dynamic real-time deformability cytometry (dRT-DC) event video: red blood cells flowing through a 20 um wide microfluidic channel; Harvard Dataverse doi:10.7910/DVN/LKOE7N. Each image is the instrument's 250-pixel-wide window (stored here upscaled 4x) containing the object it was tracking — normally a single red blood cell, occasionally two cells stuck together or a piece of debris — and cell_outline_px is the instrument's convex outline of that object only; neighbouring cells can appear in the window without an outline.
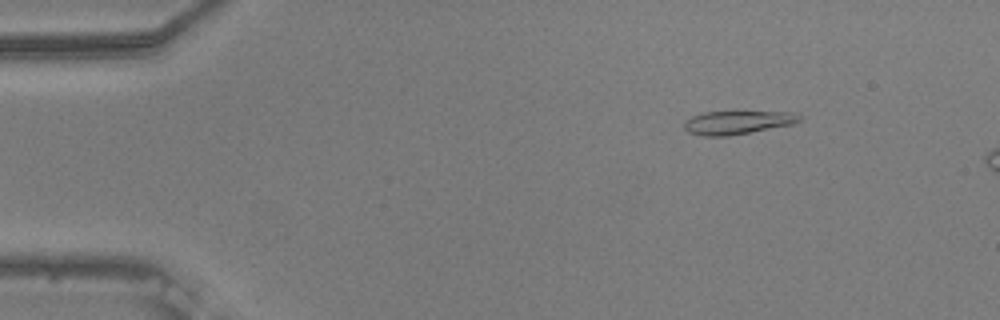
{"species": "common noctule bat (a hibernating species)", "species_latin": "Nyctalus noctula", "temperature_condition": "warm", "stored_images_in_passage": 10, "camera_frame_rate_fps": 3000, "um_per_image_px": 0.085, "animal": {"sex": "male", "body_mass_g": 20.5, "forearm_length_mm": 52.5}, "frame": {"image": 1, "passage_image": 1, "time_ms": 0.0, "image_size_px": [1000, 320], "cell_outline_px": [[804, 120], [796, 124], [728, 136], [704, 136], [688, 132], [684, 128], [684, 120], [692, 116], [704, 112], [792, 112], [800, 116]], "centroid_in_image_um": [62.71, 10.41], "position_along_channel_um": 22.3, "area_um2": 15.84}}